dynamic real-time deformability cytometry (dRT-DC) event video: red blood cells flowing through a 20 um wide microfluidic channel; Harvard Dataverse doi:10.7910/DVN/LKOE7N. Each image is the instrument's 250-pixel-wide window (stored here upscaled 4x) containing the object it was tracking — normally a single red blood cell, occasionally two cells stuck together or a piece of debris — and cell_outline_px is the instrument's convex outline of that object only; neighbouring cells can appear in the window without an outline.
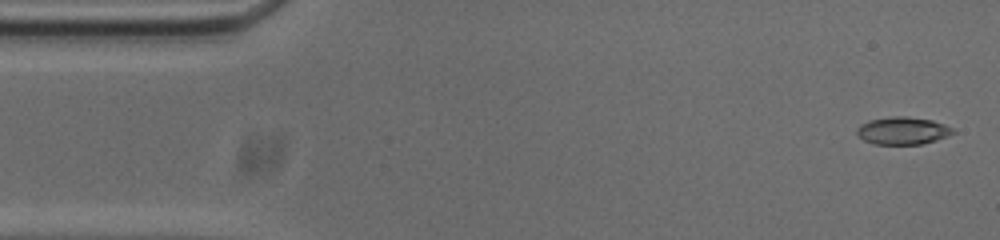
{"species": "common noctule bat (a hibernating species)", "species_latin": "Nyctalus noctula", "temperature_condition": "cold", "stored_images_in_passage": 52, "camera_frame_rate_fps": 3000, "um_per_image_px": 0.085, "animal": {"sex": "male", "body_mass_g": 20.0, "forearm_length_mm": 53.3}, "frame": {"image": 1, "passage_image": 1, "time_ms": 0.0, "image_size_px": [1000, 240], "cell_outline_px": [[956, 132], [948, 136], [924, 144], [876, 144], [864, 140], [856, 132], [856, 128], [860, 124], [868, 120], [892, 116], [904, 116], [932, 120], [944, 124], [952, 128]], "centroid_in_image_um": [76.73, 11.1], "position_along_channel_um": 8.3, "area_um2": 15.43}}
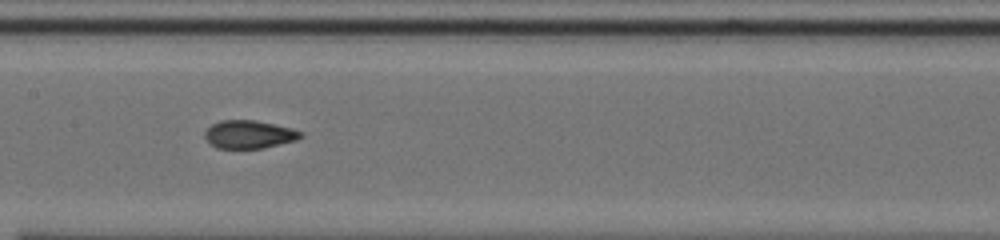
{"frame": {"image": 2, "passage_image": 24, "time_ms": 7.667, "image_size_px": [1000, 240], "cell_outline_px": [[304, 136], [296, 140], [264, 148], [216, 148], [204, 136], [204, 132], [212, 124], [220, 120], [256, 120], [292, 128], [304, 132]], "centroid_in_image_um": [21.2, 11.41], "position_along_channel_um": 186.2, "area_um2": 15.72}}
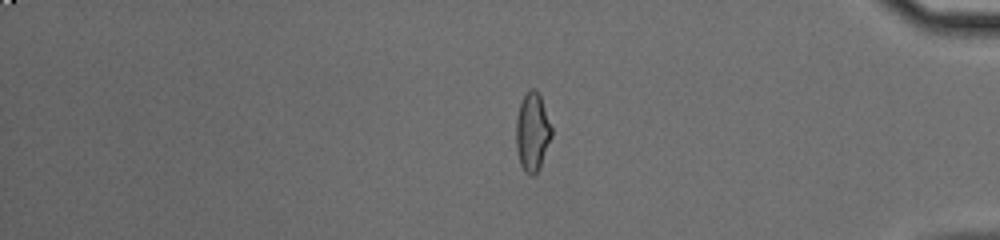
{"frame": {"image": 3, "passage_image": 43, "time_ms": 14.0, "image_size_px": [1000, 240], "cell_outline_px": [[552, 136], [540, 168], [532, 176], [528, 176], [524, 172], [520, 164], [516, 148], [516, 116], [520, 104], [524, 96], [532, 88], [536, 88], [540, 96], [552, 128]], "centroid_in_image_um": [45.24, 11.26], "position_along_channel_um": 390.0, "area_um2": 16.3}, "authors_computed_cell_mechanics": {"area_um2": 15.6927, "velocity_mm_per_s": 3.7422, "shape_relaxation_time_tau1_ms": null, "shape_relaxation_time_tau2_ms": 1.6419, "deformation_change_tau1": null, "deformation_change_tau2": 0.0768}}